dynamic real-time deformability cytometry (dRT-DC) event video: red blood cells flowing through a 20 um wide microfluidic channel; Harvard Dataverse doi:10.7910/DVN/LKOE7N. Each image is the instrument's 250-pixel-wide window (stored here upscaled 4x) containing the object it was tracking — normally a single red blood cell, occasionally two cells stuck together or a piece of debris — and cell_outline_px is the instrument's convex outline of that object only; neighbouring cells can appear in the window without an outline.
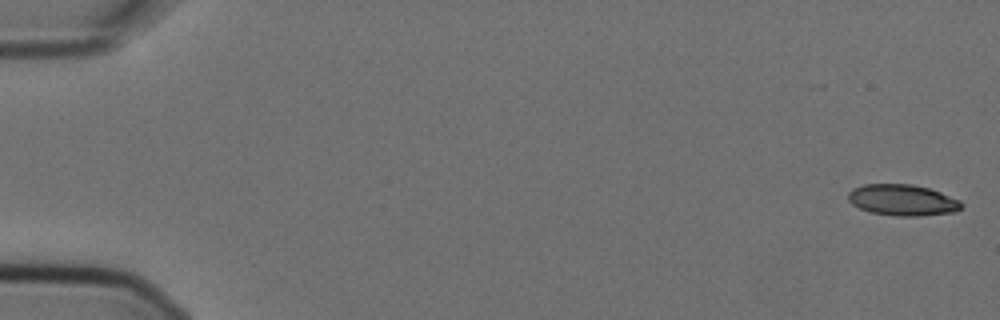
{"species": "Egyptian fruit bat (a non-hibernating species)", "species_latin": "Rousettus aegyptiacus", "temperature_condition": "cold", "stored_images_in_passage": 6, "camera_frame_rate_fps": 3000, "um_per_image_px": 0.085, "animal": {"sex": "female"}, "frame": {"image": 1, "passage_image": 1, "time_ms": 0.0, "image_size_px": [1000, 320], "cell_outline_px": [[964, 204], [956, 212], [916, 216], [896, 216], [872, 212], [860, 208], [852, 204], [848, 200], [848, 192], [852, 188], [864, 184], [912, 184], [928, 188], [940, 192], [960, 200]], "centroid_in_image_um": [76.71, 17.0], "position_along_channel_um": 8.3, "area_um2": 20.58}}
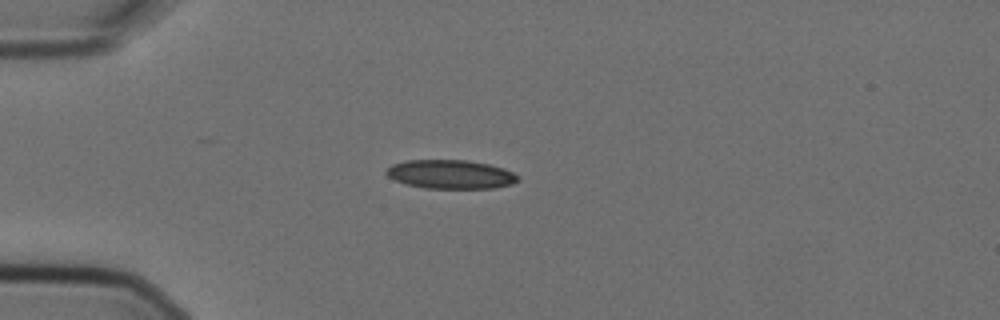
{"frame": {"image": 2, "passage_image": 5, "time_ms": 1.333, "image_size_px": [1000, 320], "cell_outline_px": [[520, 180], [512, 184], [492, 188], [424, 188], [404, 184], [388, 176], [384, 172], [392, 164], [408, 160], [464, 160], [488, 164], [504, 168], [520, 176]], "centroid_in_image_um": [38.31, 14.82], "position_along_channel_um": 46.7, "area_um2": 22.14}}